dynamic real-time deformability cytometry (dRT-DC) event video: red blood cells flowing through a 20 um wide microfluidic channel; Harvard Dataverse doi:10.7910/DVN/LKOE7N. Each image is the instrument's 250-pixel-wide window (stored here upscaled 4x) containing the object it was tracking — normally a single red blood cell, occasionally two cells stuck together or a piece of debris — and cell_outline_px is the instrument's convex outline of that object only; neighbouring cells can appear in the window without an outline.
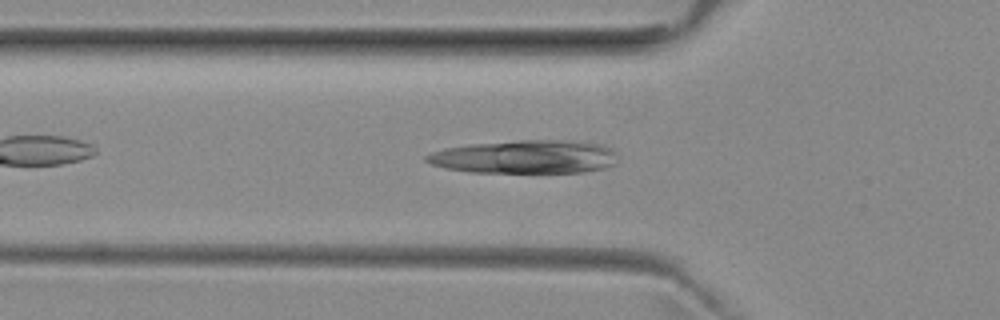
{"species": "common noctule bat (a hibernating species)", "species_latin": "Nyctalus noctula", "temperature_condition": "room temperature", "stored_images_in_passage": 35, "camera_frame_rate_fps": 3000, "um_per_image_px": 0.085, "animal": {"sex": "female", "body_mass_g": 29.2, "forearm_length_mm": 56.3}, "frame": {"image": 1, "passage_image": 7, "time_ms": 2.0, "image_size_px": [1000, 320], "cell_outline_px": [[612, 164], [604, 168], [584, 172], [472, 172], [444, 168], [432, 164], [424, 160], [424, 156], [432, 152], [448, 148], [468, 144], [520, 140], [560, 140], [600, 144], [612, 148]], "centroid_in_image_um": [44.54, 13.33], "position_along_channel_um": 81.3, "area_um2": 36.65}}
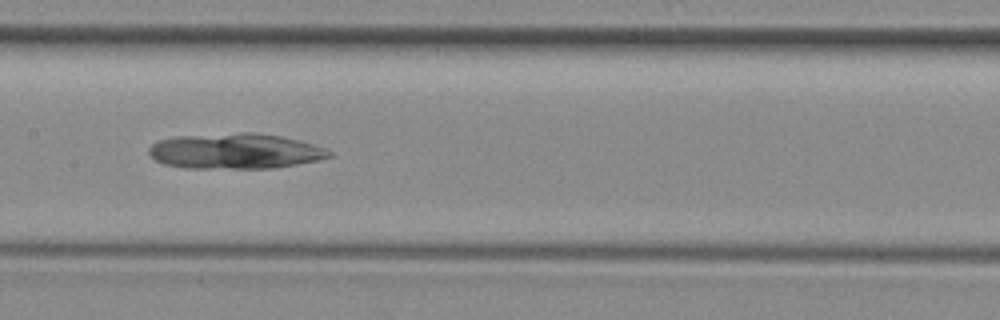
{"frame": {"image": 2, "passage_image": 15, "time_ms": 4.667, "image_size_px": [1000, 320], "cell_outline_px": [[332, 156], [316, 160], [276, 168], [184, 168], [164, 164], [156, 160], [148, 152], [148, 148], [152, 144], [160, 140], [176, 136], [240, 132], [252, 132], [280, 136], [312, 144], [324, 148], [332, 152]], "centroid_in_image_um": [19.96, 12.84], "position_along_channel_um": 187.4, "area_um2": 37.11}}
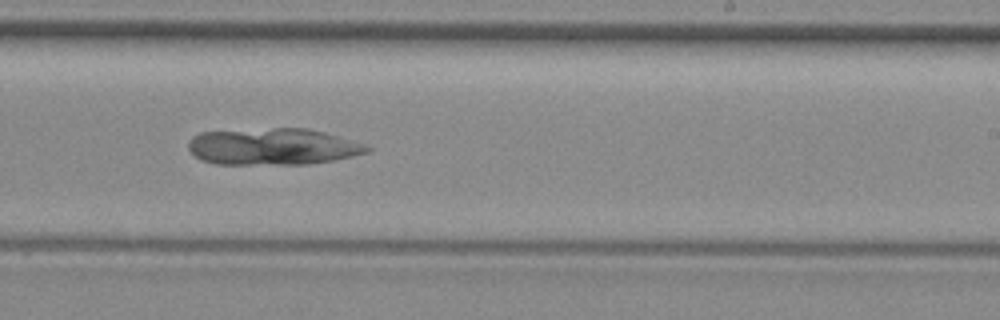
{"frame": {"image": 3, "passage_image": 21, "time_ms": 6.667, "image_size_px": [1000, 320], "cell_outline_px": [[372, 148], [368, 152], [336, 160], [308, 164], [216, 164], [200, 160], [188, 148], [188, 144], [192, 136], [200, 132], [272, 128], [308, 128], [324, 132], [364, 144]], "centroid_in_image_um": [23.18, 12.46], "position_along_channel_um": 265.8, "area_um2": 38.21}}